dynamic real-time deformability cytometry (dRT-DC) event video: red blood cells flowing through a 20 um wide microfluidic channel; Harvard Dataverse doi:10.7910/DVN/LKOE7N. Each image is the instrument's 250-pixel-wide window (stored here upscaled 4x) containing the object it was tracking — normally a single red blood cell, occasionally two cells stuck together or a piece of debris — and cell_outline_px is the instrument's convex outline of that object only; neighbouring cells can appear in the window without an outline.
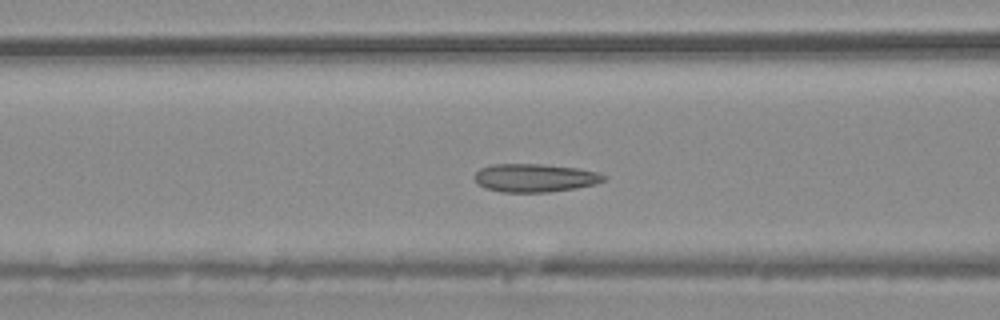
{"species": "common noctule bat (a hibernating species)", "species_latin": "Nyctalus noctula", "temperature_condition": "warm", "stored_images_in_passage": 49, "camera_frame_rate_fps": 3000, "um_per_image_px": 0.085, "animal": {"sex": "male", "body_mass_g": 20.4}, "frame": {"image": 1, "passage_image": 16, "time_ms": 5.0, "image_size_px": [1000, 320], "cell_outline_px": [[608, 176], [604, 180], [596, 184], [576, 188], [548, 192], [500, 192], [484, 188], [476, 184], [472, 176], [480, 168], [492, 164], [544, 164], [580, 168], [596, 172]], "centroid_in_image_um": [45.43, 15.12], "position_along_channel_um": 121.2, "area_um2": 21.62}}
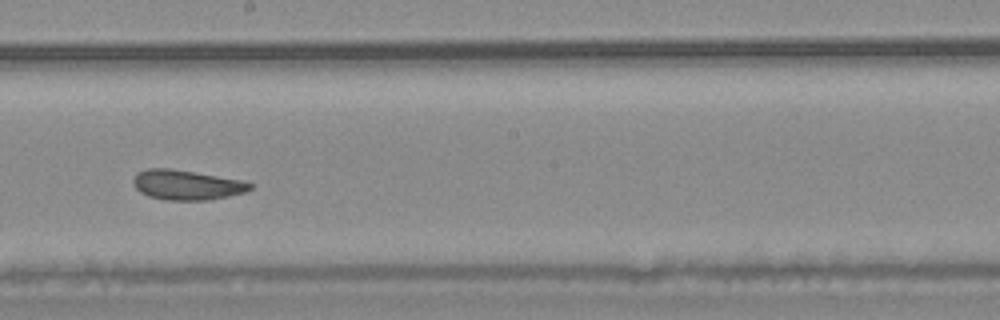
{"frame": {"image": 2, "passage_image": 25, "time_ms": 8.0, "image_size_px": [1000, 320], "cell_outline_px": [[252, 188], [244, 192], [228, 196], [208, 200], [164, 200], [148, 196], [140, 192], [132, 184], [132, 180], [136, 172], [148, 168], [168, 168], [240, 180], [252, 184]], "centroid_in_image_um": [15.79, 15.72], "position_along_channel_um": 232.4, "area_um2": 20.17}}
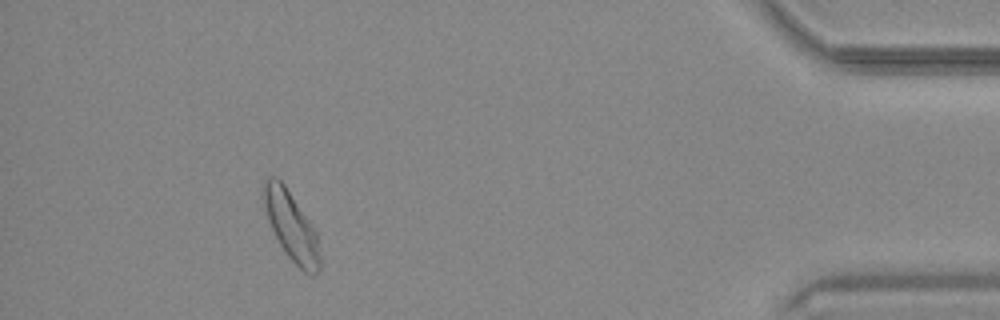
{"frame": {"image": 3, "passage_image": 44, "time_ms": 14.333, "image_size_px": [1000, 320], "cell_outline_px": [[320, 268], [312, 276], [304, 272], [288, 256], [280, 244], [268, 220], [260, 196], [260, 192], [264, 180], [268, 176], [276, 176], [284, 184], [316, 232], [320, 256]], "centroid_in_image_um": [24.7, 19.17], "position_along_channel_um": 410.5, "area_um2": 22.43}, "authors_computed_cell_mechanics": {"area_um2": 21.5016, "velocity_mm_per_s": 3.7134, "shape_relaxation_time_tau1_ms": 9.1803, "shape_relaxation_time_tau2_ms": 2.1443, "deformation_change_tau1": 0.1817, "deformation_change_tau2": 0.0751}}